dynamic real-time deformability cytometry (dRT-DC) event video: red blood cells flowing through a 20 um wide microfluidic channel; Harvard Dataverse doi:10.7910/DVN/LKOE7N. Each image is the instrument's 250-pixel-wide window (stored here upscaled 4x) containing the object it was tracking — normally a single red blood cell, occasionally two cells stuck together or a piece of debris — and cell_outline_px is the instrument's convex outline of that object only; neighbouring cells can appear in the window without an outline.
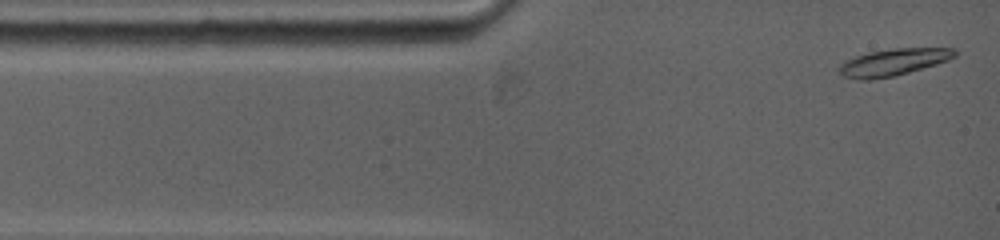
{"species": "common noctule bat (a hibernating species)", "species_latin": "Nyctalus noctula", "temperature_condition": "warm", "stored_images_in_passage": 53, "camera_frame_rate_fps": 5000, "um_per_image_px": 0.085, "animal": {"sex": "female", "body_mass_g": 19.0, "forearm_length_mm": 53.3}, "frame": {"image": 1, "passage_image": 2, "time_ms": 0.2, "image_size_px": [1000, 240], "cell_outline_px": [[956, 56], [948, 60], [936, 64], [908, 72], [892, 76], [872, 80], [860, 80], [844, 76], [840, 72], [840, 64], [844, 60], [868, 52], [896, 48], [956, 48]], "centroid_in_image_um": [75.93, 5.28], "position_along_channel_um": 9.1, "area_um2": 17.98}}
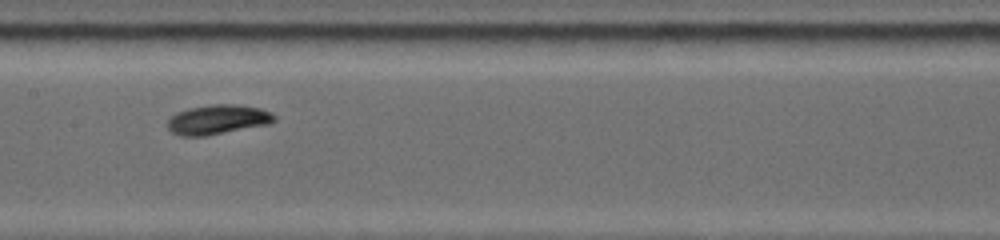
{"frame": {"image": 2, "passage_image": 25, "time_ms": 6.0, "image_size_px": [1000, 240], "cell_outline_px": [[276, 120], [268, 124], [204, 136], [180, 136], [172, 132], [168, 128], [168, 120], [176, 112], [188, 108], [212, 104], [236, 104], [260, 108], [272, 112], [276, 116]], "centroid_in_image_um": [18.51, 10.15], "position_along_channel_um": 188.9, "area_um2": 18.38}}
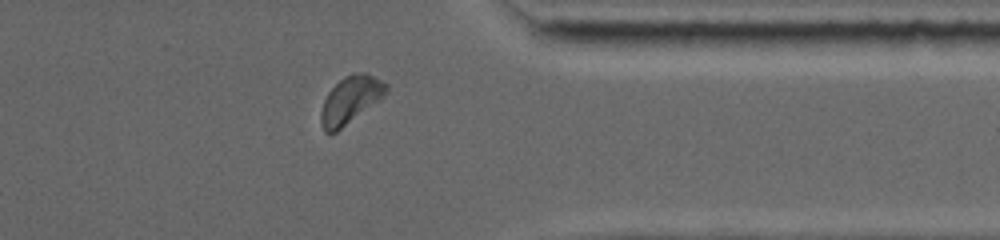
{"frame": {"image": 3, "passage_image": 45, "time_ms": 11.2, "image_size_px": [1000, 240], "cell_outline_px": [[388, 88], [384, 96], [380, 100], [336, 132], [324, 132], [320, 120], [320, 112], [324, 100], [328, 92], [344, 76], [356, 72], [364, 72], [388, 84]], "centroid_in_image_um": [29.78, 8.49], "position_along_channel_um": 381.6, "area_um2": 17.8}, "authors_computed_cell_mechanics": {"area_um2": 17.34, "velocity_mm_per_s": 3.8557, "shape_relaxation_time_tau1_ms": 4.0869, "shape_relaxation_time_tau2_ms": 2.4132, "deformation_change_tau1": 0.1466, "deformation_change_tau2": 0.0505}}